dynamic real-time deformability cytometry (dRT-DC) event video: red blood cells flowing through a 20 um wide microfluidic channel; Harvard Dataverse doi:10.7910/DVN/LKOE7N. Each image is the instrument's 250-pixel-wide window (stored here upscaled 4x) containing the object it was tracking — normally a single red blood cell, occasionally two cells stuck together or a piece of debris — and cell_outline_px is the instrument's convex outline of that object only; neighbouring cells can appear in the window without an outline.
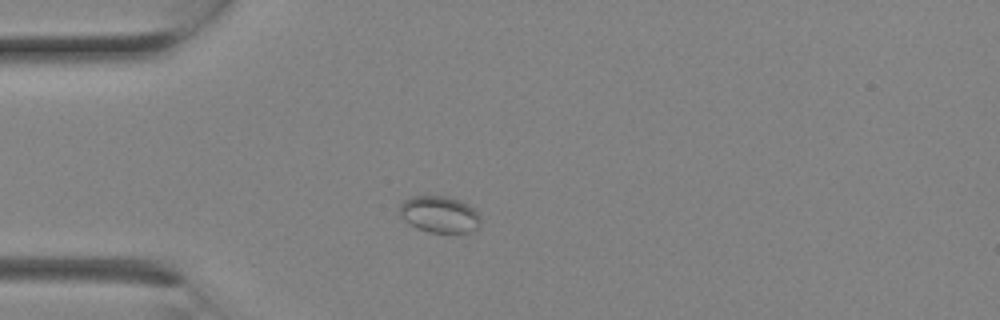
{"species": "Egyptian fruit bat (a non-hibernating species)", "species_latin": "Rousettus aegyptiacus", "temperature_condition": "room temperature", "stored_images_in_passage": 1, "camera_frame_rate_fps": 3000, "um_per_image_px": 0.085, "animal": {"sex": "female"}, "frame": {"image": 1, "passage_image": 1, "time_ms": 0.0, "image_size_px": [1000, 320], "cell_outline_px": [[480, 224], [476, 228], [468, 232], [428, 232], [416, 228], [404, 220], [400, 216], [400, 204], [404, 200], [412, 196], [448, 196], [460, 200], [468, 204], [480, 216]], "centroid_in_image_um": [37.33, 18.21], "position_along_channel_um": 47.7, "area_um2": 17.22}}